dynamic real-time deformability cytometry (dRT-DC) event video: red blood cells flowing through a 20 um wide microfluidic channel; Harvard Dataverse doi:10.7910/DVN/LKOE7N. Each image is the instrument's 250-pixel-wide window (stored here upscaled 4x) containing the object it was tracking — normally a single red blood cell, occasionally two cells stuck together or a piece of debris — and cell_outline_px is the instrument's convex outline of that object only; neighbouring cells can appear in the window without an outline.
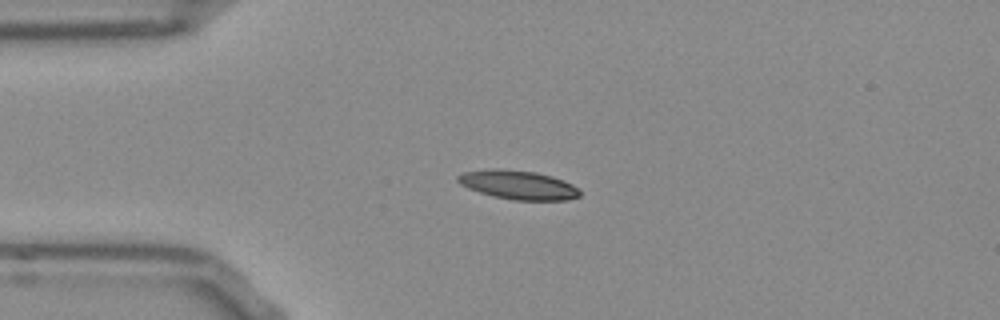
{"species": "Egyptian fruit bat (a non-hibernating species)", "species_latin": "Rousettus aegyptiacus", "temperature_condition": "room temperature", "stored_images_in_passage": 41, "camera_frame_rate_fps": 3000, "um_per_image_px": 0.085, "frame": {"image": 1, "passage_image": 1, "time_ms": 0.0, "image_size_px": [1000, 320], "cell_outline_px": [[580, 196], [564, 200], [512, 200], [492, 196], [468, 188], [460, 184], [456, 180], [456, 176], [464, 172], [488, 168], [496, 168], [536, 172], [552, 176], [572, 184], [580, 192]], "centroid_in_image_um": [44.0, 15.71], "position_along_channel_um": 41.0, "area_um2": 20.58}}
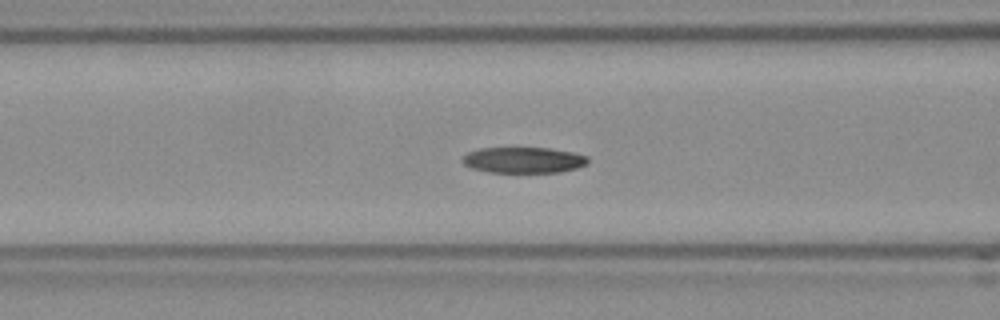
{"frame": {"image": 2, "passage_image": 9, "time_ms": 2.667, "image_size_px": [1000, 320], "cell_outline_px": [[588, 164], [576, 168], [560, 172], [488, 172], [472, 168], [464, 164], [460, 160], [468, 152], [480, 148], [548, 148], [572, 152], [588, 156]], "centroid_in_image_um": [44.5, 13.6], "position_along_channel_um": 122.1, "area_um2": 18.9}}
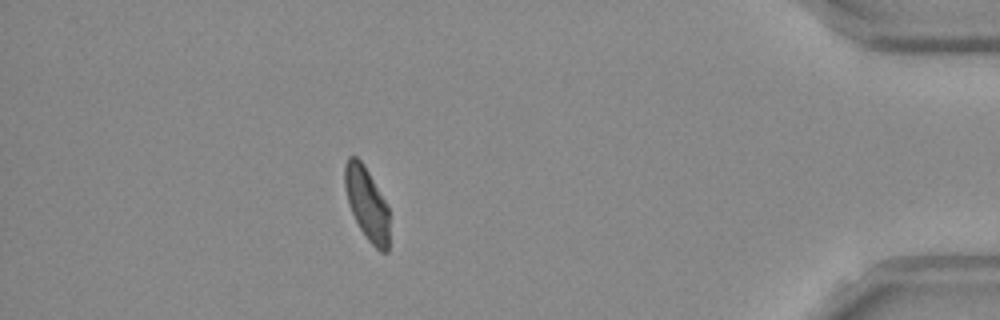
{"frame": {"image": 3, "passage_image": 35, "time_ms": 11.333, "image_size_px": [1000, 320], "cell_outline_px": [[388, 252], [380, 252], [368, 240], [360, 228], [348, 204], [344, 184], [344, 164], [348, 156], [356, 156], [360, 160], [368, 172], [384, 200], [388, 208]], "centroid_in_image_um": [31.15, 17.3], "position_along_channel_um": 404.0, "area_um2": 18.55}, "authors_computed_cell_mechanics": {"area_um2": 19.5942, "velocity_mm_per_s": 3.8422, "shape_relaxation_time_tau1_ms": 9.1759, "shape_relaxation_time_tau2_ms": 2.558, "deformation_change_tau1": 0.1944, "deformation_change_tau2": 0.0827}}